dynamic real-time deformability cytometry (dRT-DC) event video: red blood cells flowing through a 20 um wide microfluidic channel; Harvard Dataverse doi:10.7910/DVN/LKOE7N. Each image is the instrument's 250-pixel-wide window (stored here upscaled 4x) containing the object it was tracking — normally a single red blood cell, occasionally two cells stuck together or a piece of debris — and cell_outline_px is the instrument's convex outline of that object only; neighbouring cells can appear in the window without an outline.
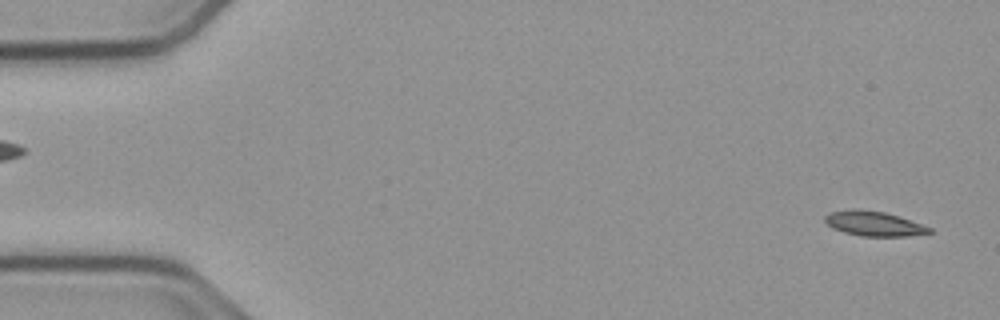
{"species": "common noctule bat (a hibernating species)", "species_latin": "Nyctalus noctula", "temperature_condition": "cold", "stored_images_in_passage": 54, "camera_frame_rate_fps": 3000, "um_per_image_px": 0.085, "animal": {"sex": "male", "body_mass_g": 23.1, "forearm_length_mm": 52.7}, "frame": {"image": 1, "passage_image": 2, "time_ms": 0.333, "image_size_px": [1000, 320], "cell_outline_px": [[932, 232], [908, 236], [860, 236], [844, 232], [832, 228], [824, 220], [824, 216], [828, 212], [856, 208], [884, 212], [932, 228]], "centroid_in_image_um": [74.21, 19.0], "position_along_channel_um": 10.8, "area_um2": 14.91}}
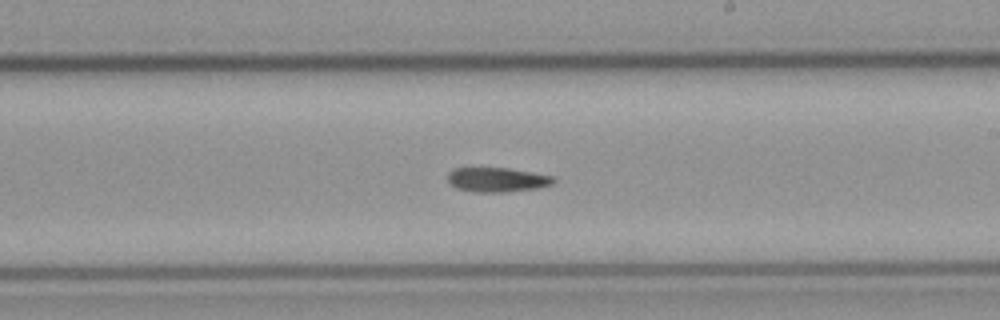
{"frame": {"image": 2, "passage_image": 31, "time_ms": 10.0, "image_size_px": [1000, 320], "cell_outline_px": [[556, 180], [552, 184], [540, 188], [504, 192], [472, 192], [456, 188], [448, 180], [448, 172], [452, 168], [508, 168], [552, 176]], "centroid_in_image_um": [42.24, 15.28], "position_along_channel_um": 246.8, "area_um2": 15.09}}
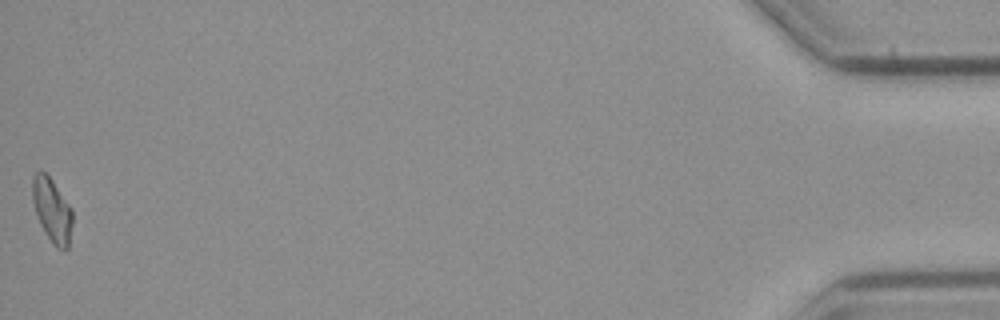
{"frame": {"image": 3, "passage_image": 54, "time_ms": 17.667, "image_size_px": [1000, 320], "cell_outline_px": [[72, 224], [68, 248], [56, 248], [40, 224], [32, 200], [32, 176], [36, 172], [44, 172], [52, 180], [72, 208]], "centroid_in_image_um": [4.42, 17.85], "position_along_channel_um": 430.8, "area_um2": 14.68}, "authors_computed_cell_mechanics": {"area_um2": 15.4326, "velocity_mm_per_s": 3.7681, "shape_relaxation_time_tau1_ms": 3.8369, "shape_relaxation_time_tau2_ms": null, "deformation_change_tau1": 0.1214, "deformation_change_tau2": null}}